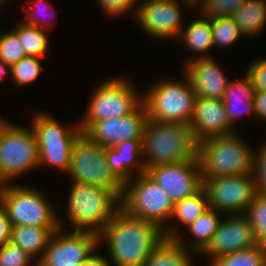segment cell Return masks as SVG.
<instances>
[{
	"label": "cell",
	"mask_w": 266,
	"mask_h": 266,
	"mask_svg": "<svg viewBox=\"0 0 266 266\" xmlns=\"http://www.w3.org/2000/svg\"><path fill=\"white\" fill-rule=\"evenodd\" d=\"M253 175L256 191L266 193V143L254 153Z\"/></svg>",
	"instance_id": "d590c367"
},
{
	"label": "cell",
	"mask_w": 266,
	"mask_h": 266,
	"mask_svg": "<svg viewBox=\"0 0 266 266\" xmlns=\"http://www.w3.org/2000/svg\"><path fill=\"white\" fill-rule=\"evenodd\" d=\"M171 227L167 226L163 230L165 238L155 247L143 266H191L193 252L184 246L179 229L175 225Z\"/></svg>",
	"instance_id": "44dd1931"
},
{
	"label": "cell",
	"mask_w": 266,
	"mask_h": 266,
	"mask_svg": "<svg viewBox=\"0 0 266 266\" xmlns=\"http://www.w3.org/2000/svg\"><path fill=\"white\" fill-rule=\"evenodd\" d=\"M137 0H98L99 6L103 12L111 16L124 15L126 11L133 10L132 13L137 12ZM111 15V16H110Z\"/></svg>",
	"instance_id": "8d00e7d4"
},
{
	"label": "cell",
	"mask_w": 266,
	"mask_h": 266,
	"mask_svg": "<svg viewBox=\"0 0 266 266\" xmlns=\"http://www.w3.org/2000/svg\"><path fill=\"white\" fill-rule=\"evenodd\" d=\"M45 28H38L27 24L22 20L14 28L26 56L47 57L49 51V43Z\"/></svg>",
	"instance_id": "4316f807"
},
{
	"label": "cell",
	"mask_w": 266,
	"mask_h": 266,
	"mask_svg": "<svg viewBox=\"0 0 266 266\" xmlns=\"http://www.w3.org/2000/svg\"><path fill=\"white\" fill-rule=\"evenodd\" d=\"M7 0H0V6L4 4Z\"/></svg>",
	"instance_id": "bcb514c9"
},
{
	"label": "cell",
	"mask_w": 266,
	"mask_h": 266,
	"mask_svg": "<svg viewBox=\"0 0 266 266\" xmlns=\"http://www.w3.org/2000/svg\"><path fill=\"white\" fill-rule=\"evenodd\" d=\"M254 115L260 120H266V91L254 93Z\"/></svg>",
	"instance_id": "60d3db41"
},
{
	"label": "cell",
	"mask_w": 266,
	"mask_h": 266,
	"mask_svg": "<svg viewBox=\"0 0 266 266\" xmlns=\"http://www.w3.org/2000/svg\"><path fill=\"white\" fill-rule=\"evenodd\" d=\"M67 173L73 182L103 187L121 199L123 184L108 167L105 147L92 142L85 134L73 147Z\"/></svg>",
	"instance_id": "8fae6325"
},
{
	"label": "cell",
	"mask_w": 266,
	"mask_h": 266,
	"mask_svg": "<svg viewBox=\"0 0 266 266\" xmlns=\"http://www.w3.org/2000/svg\"><path fill=\"white\" fill-rule=\"evenodd\" d=\"M245 214L252 225L255 241L266 246V193L257 192Z\"/></svg>",
	"instance_id": "f546056e"
},
{
	"label": "cell",
	"mask_w": 266,
	"mask_h": 266,
	"mask_svg": "<svg viewBox=\"0 0 266 266\" xmlns=\"http://www.w3.org/2000/svg\"><path fill=\"white\" fill-rule=\"evenodd\" d=\"M81 266H111L110 261L106 257H102L95 252L90 255Z\"/></svg>",
	"instance_id": "b9f144b4"
},
{
	"label": "cell",
	"mask_w": 266,
	"mask_h": 266,
	"mask_svg": "<svg viewBox=\"0 0 266 266\" xmlns=\"http://www.w3.org/2000/svg\"><path fill=\"white\" fill-rule=\"evenodd\" d=\"M196 93L189 78L161 80L152 85L142 96L148 120L189 124L196 100Z\"/></svg>",
	"instance_id": "8992f818"
},
{
	"label": "cell",
	"mask_w": 266,
	"mask_h": 266,
	"mask_svg": "<svg viewBox=\"0 0 266 266\" xmlns=\"http://www.w3.org/2000/svg\"><path fill=\"white\" fill-rule=\"evenodd\" d=\"M184 69L197 97L223 99L230 80L211 56L189 59Z\"/></svg>",
	"instance_id": "d6986e66"
},
{
	"label": "cell",
	"mask_w": 266,
	"mask_h": 266,
	"mask_svg": "<svg viewBox=\"0 0 266 266\" xmlns=\"http://www.w3.org/2000/svg\"><path fill=\"white\" fill-rule=\"evenodd\" d=\"M63 127L47 113H38L32 120L38 150L39 166H52L60 171H68L71 154L77 139L83 134L80 125Z\"/></svg>",
	"instance_id": "9c48e42d"
},
{
	"label": "cell",
	"mask_w": 266,
	"mask_h": 266,
	"mask_svg": "<svg viewBox=\"0 0 266 266\" xmlns=\"http://www.w3.org/2000/svg\"><path fill=\"white\" fill-rule=\"evenodd\" d=\"M209 207L228 216L245 214L256 191L254 175L221 176L202 178Z\"/></svg>",
	"instance_id": "7c38bea8"
},
{
	"label": "cell",
	"mask_w": 266,
	"mask_h": 266,
	"mask_svg": "<svg viewBox=\"0 0 266 266\" xmlns=\"http://www.w3.org/2000/svg\"><path fill=\"white\" fill-rule=\"evenodd\" d=\"M67 219L74 230L100 233L121 208L120 198L103 187L73 182Z\"/></svg>",
	"instance_id": "277c9868"
},
{
	"label": "cell",
	"mask_w": 266,
	"mask_h": 266,
	"mask_svg": "<svg viewBox=\"0 0 266 266\" xmlns=\"http://www.w3.org/2000/svg\"><path fill=\"white\" fill-rule=\"evenodd\" d=\"M209 266H266V246L257 244L223 255L210 262Z\"/></svg>",
	"instance_id": "f1b7e54d"
},
{
	"label": "cell",
	"mask_w": 266,
	"mask_h": 266,
	"mask_svg": "<svg viewBox=\"0 0 266 266\" xmlns=\"http://www.w3.org/2000/svg\"><path fill=\"white\" fill-rule=\"evenodd\" d=\"M62 225L54 231L37 266H81L100 244L98 233L66 232Z\"/></svg>",
	"instance_id": "4fadbf2b"
},
{
	"label": "cell",
	"mask_w": 266,
	"mask_h": 266,
	"mask_svg": "<svg viewBox=\"0 0 266 266\" xmlns=\"http://www.w3.org/2000/svg\"><path fill=\"white\" fill-rule=\"evenodd\" d=\"M246 74L254 86L255 92L266 91V59H257L248 68Z\"/></svg>",
	"instance_id": "74e56055"
},
{
	"label": "cell",
	"mask_w": 266,
	"mask_h": 266,
	"mask_svg": "<svg viewBox=\"0 0 266 266\" xmlns=\"http://www.w3.org/2000/svg\"><path fill=\"white\" fill-rule=\"evenodd\" d=\"M135 179L123 185L121 209L132 217L154 223L164 230L174 209L169 194L147 173Z\"/></svg>",
	"instance_id": "5b68a950"
},
{
	"label": "cell",
	"mask_w": 266,
	"mask_h": 266,
	"mask_svg": "<svg viewBox=\"0 0 266 266\" xmlns=\"http://www.w3.org/2000/svg\"><path fill=\"white\" fill-rule=\"evenodd\" d=\"M142 148L146 170L198 158V141L192 127L179 122L148 120Z\"/></svg>",
	"instance_id": "7a4b0ae2"
},
{
	"label": "cell",
	"mask_w": 266,
	"mask_h": 266,
	"mask_svg": "<svg viewBox=\"0 0 266 266\" xmlns=\"http://www.w3.org/2000/svg\"><path fill=\"white\" fill-rule=\"evenodd\" d=\"M209 208L207 194L202 187L192 196L183 198L174 204L173 214L171 219H176L179 223L188 227L193 223L203 212Z\"/></svg>",
	"instance_id": "83f0119b"
},
{
	"label": "cell",
	"mask_w": 266,
	"mask_h": 266,
	"mask_svg": "<svg viewBox=\"0 0 266 266\" xmlns=\"http://www.w3.org/2000/svg\"><path fill=\"white\" fill-rule=\"evenodd\" d=\"M0 203L5 208L12 227H60L56 206L34 188L14 184L0 185Z\"/></svg>",
	"instance_id": "52a82bcc"
},
{
	"label": "cell",
	"mask_w": 266,
	"mask_h": 266,
	"mask_svg": "<svg viewBox=\"0 0 266 266\" xmlns=\"http://www.w3.org/2000/svg\"><path fill=\"white\" fill-rule=\"evenodd\" d=\"M60 227H40V226H16L12 227L10 242L27 252L38 262L46 250L48 242Z\"/></svg>",
	"instance_id": "603a6c76"
},
{
	"label": "cell",
	"mask_w": 266,
	"mask_h": 266,
	"mask_svg": "<svg viewBox=\"0 0 266 266\" xmlns=\"http://www.w3.org/2000/svg\"><path fill=\"white\" fill-rule=\"evenodd\" d=\"M164 238L158 225L132 217L121 208L99 233L115 266H143Z\"/></svg>",
	"instance_id": "6da1fadb"
},
{
	"label": "cell",
	"mask_w": 266,
	"mask_h": 266,
	"mask_svg": "<svg viewBox=\"0 0 266 266\" xmlns=\"http://www.w3.org/2000/svg\"><path fill=\"white\" fill-rule=\"evenodd\" d=\"M231 17L243 36L256 35L266 24V0H247Z\"/></svg>",
	"instance_id": "d4e9b609"
},
{
	"label": "cell",
	"mask_w": 266,
	"mask_h": 266,
	"mask_svg": "<svg viewBox=\"0 0 266 266\" xmlns=\"http://www.w3.org/2000/svg\"><path fill=\"white\" fill-rule=\"evenodd\" d=\"M127 78H112L103 81L91 97L83 120L79 122L84 133L94 122L112 117L127 116L143 102L142 95L135 91Z\"/></svg>",
	"instance_id": "30bf717a"
},
{
	"label": "cell",
	"mask_w": 266,
	"mask_h": 266,
	"mask_svg": "<svg viewBox=\"0 0 266 266\" xmlns=\"http://www.w3.org/2000/svg\"><path fill=\"white\" fill-rule=\"evenodd\" d=\"M189 2H191L195 7L199 5V3H201L204 0H188Z\"/></svg>",
	"instance_id": "ee69618b"
},
{
	"label": "cell",
	"mask_w": 266,
	"mask_h": 266,
	"mask_svg": "<svg viewBox=\"0 0 266 266\" xmlns=\"http://www.w3.org/2000/svg\"><path fill=\"white\" fill-rule=\"evenodd\" d=\"M2 118L3 117H0V129H1L2 125L6 122V120H4V118L2 120Z\"/></svg>",
	"instance_id": "f6af8a7d"
},
{
	"label": "cell",
	"mask_w": 266,
	"mask_h": 266,
	"mask_svg": "<svg viewBox=\"0 0 266 266\" xmlns=\"http://www.w3.org/2000/svg\"><path fill=\"white\" fill-rule=\"evenodd\" d=\"M12 225L5 208L0 203V247L10 242Z\"/></svg>",
	"instance_id": "ab89813d"
},
{
	"label": "cell",
	"mask_w": 266,
	"mask_h": 266,
	"mask_svg": "<svg viewBox=\"0 0 266 266\" xmlns=\"http://www.w3.org/2000/svg\"><path fill=\"white\" fill-rule=\"evenodd\" d=\"M40 57L25 56L19 62L10 66L11 80L16 86H26L35 81L41 73Z\"/></svg>",
	"instance_id": "1f68e13d"
},
{
	"label": "cell",
	"mask_w": 266,
	"mask_h": 266,
	"mask_svg": "<svg viewBox=\"0 0 266 266\" xmlns=\"http://www.w3.org/2000/svg\"><path fill=\"white\" fill-rule=\"evenodd\" d=\"M147 122V111L142 103L127 116L94 122L83 134L92 142L111 148L122 141L142 140Z\"/></svg>",
	"instance_id": "2e32d148"
},
{
	"label": "cell",
	"mask_w": 266,
	"mask_h": 266,
	"mask_svg": "<svg viewBox=\"0 0 266 266\" xmlns=\"http://www.w3.org/2000/svg\"><path fill=\"white\" fill-rule=\"evenodd\" d=\"M247 0H204L200 3V12L211 18L231 17Z\"/></svg>",
	"instance_id": "836d02e7"
},
{
	"label": "cell",
	"mask_w": 266,
	"mask_h": 266,
	"mask_svg": "<svg viewBox=\"0 0 266 266\" xmlns=\"http://www.w3.org/2000/svg\"><path fill=\"white\" fill-rule=\"evenodd\" d=\"M33 260L27 252L11 242L0 247V266H31ZM34 265L37 266V262Z\"/></svg>",
	"instance_id": "e575fe53"
},
{
	"label": "cell",
	"mask_w": 266,
	"mask_h": 266,
	"mask_svg": "<svg viewBox=\"0 0 266 266\" xmlns=\"http://www.w3.org/2000/svg\"><path fill=\"white\" fill-rule=\"evenodd\" d=\"M213 41L212 46L228 47L234 44L243 34L232 17L211 18Z\"/></svg>",
	"instance_id": "4dcf8cb0"
},
{
	"label": "cell",
	"mask_w": 266,
	"mask_h": 266,
	"mask_svg": "<svg viewBox=\"0 0 266 266\" xmlns=\"http://www.w3.org/2000/svg\"><path fill=\"white\" fill-rule=\"evenodd\" d=\"M146 173L169 194L174 204L203 187L198 158L157 165L147 169Z\"/></svg>",
	"instance_id": "9a60e30c"
},
{
	"label": "cell",
	"mask_w": 266,
	"mask_h": 266,
	"mask_svg": "<svg viewBox=\"0 0 266 266\" xmlns=\"http://www.w3.org/2000/svg\"><path fill=\"white\" fill-rule=\"evenodd\" d=\"M253 228L246 214H232L221 220L208 245L200 252L211 262L223 255L256 246Z\"/></svg>",
	"instance_id": "e0dca14e"
},
{
	"label": "cell",
	"mask_w": 266,
	"mask_h": 266,
	"mask_svg": "<svg viewBox=\"0 0 266 266\" xmlns=\"http://www.w3.org/2000/svg\"><path fill=\"white\" fill-rule=\"evenodd\" d=\"M36 167L39 150L33 129L6 121L0 129V185Z\"/></svg>",
	"instance_id": "ba28073f"
},
{
	"label": "cell",
	"mask_w": 266,
	"mask_h": 266,
	"mask_svg": "<svg viewBox=\"0 0 266 266\" xmlns=\"http://www.w3.org/2000/svg\"><path fill=\"white\" fill-rule=\"evenodd\" d=\"M10 72V66L7 65L1 58H0V80L6 78V72Z\"/></svg>",
	"instance_id": "7bdbcfd3"
},
{
	"label": "cell",
	"mask_w": 266,
	"mask_h": 266,
	"mask_svg": "<svg viewBox=\"0 0 266 266\" xmlns=\"http://www.w3.org/2000/svg\"><path fill=\"white\" fill-rule=\"evenodd\" d=\"M26 56L23 46L12 30L6 33L0 32V58L9 66L19 62Z\"/></svg>",
	"instance_id": "d6a6232c"
},
{
	"label": "cell",
	"mask_w": 266,
	"mask_h": 266,
	"mask_svg": "<svg viewBox=\"0 0 266 266\" xmlns=\"http://www.w3.org/2000/svg\"><path fill=\"white\" fill-rule=\"evenodd\" d=\"M202 14V15H201ZM200 17L192 21L186 27L185 31L182 30L180 34L181 42H185V46L191 52L200 53L195 58H208V52L212 46L213 34L211 17L204 15L200 12ZM204 53V54H203Z\"/></svg>",
	"instance_id": "cb8c5ba5"
},
{
	"label": "cell",
	"mask_w": 266,
	"mask_h": 266,
	"mask_svg": "<svg viewBox=\"0 0 266 266\" xmlns=\"http://www.w3.org/2000/svg\"><path fill=\"white\" fill-rule=\"evenodd\" d=\"M218 212L209 207L193 223L186 227L193 236V241H191L190 245L184 243L187 250L201 252L208 245L221 221Z\"/></svg>",
	"instance_id": "484cf974"
},
{
	"label": "cell",
	"mask_w": 266,
	"mask_h": 266,
	"mask_svg": "<svg viewBox=\"0 0 266 266\" xmlns=\"http://www.w3.org/2000/svg\"><path fill=\"white\" fill-rule=\"evenodd\" d=\"M182 1L189 7H195L188 0H145L137 7L135 19L143 31L152 37L162 39L172 36L171 38H179L184 28L181 24L182 8L179 5Z\"/></svg>",
	"instance_id": "5bb4252c"
},
{
	"label": "cell",
	"mask_w": 266,
	"mask_h": 266,
	"mask_svg": "<svg viewBox=\"0 0 266 266\" xmlns=\"http://www.w3.org/2000/svg\"><path fill=\"white\" fill-rule=\"evenodd\" d=\"M27 2H29L30 11H29V13H27L28 16L27 17L25 16L24 21L27 24L32 25V26H36L38 28H45L46 31H47V29H49L48 27H52V26H50L52 24H50V22H47L46 20H44V21L46 22L45 24L47 25V27H46V25L44 27H43V24L41 25L40 22H43L42 21L43 20L42 19L43 15H40V13H39L40 9H41L40 11H42V10L47 11L48 9H50L51 8V6L49 5L50 3L45 1V0H30V1L27 0ZM41 4H42V6H40ZM48 6L50 8H48ZM31 10H32V12H31ZM53 18H54V16H53Z\"/></svg>",
	"instance_id": "f35d334b"
},
{
	"label": "cell",
	"mask_w": 266,
	"mask_h": 266,
	"mask_svg": "<svg viewBox=\"0 0 266 266\" xmlns=\"http://www.w3.org/2000/svg\"><path fill=\"white\" fill-rule=\"evenodd\" d=\"M189 125L198 142L210 137L236 133V129L230 125L224 102L219 98L196 97Z\"/></svg>",
	"instance_id": "ac0fdd59"
},
{
	"label": "cell",
	"mask_w": 266,
	"mask_h": 266,
	"mask_svg": "<svg viewBox=\"0 0 266 266\" xmlns=\"http://www.w3.org/2000/svg\"><path fill=\"white\" fill-rule=\"evenodd\" d=\"M254 93V86L247 74L240 80L229 81L222 100L232 127L244 113L254 115ZM239 106H244V109Z\"/></svg>",
	"instance_id": "7402d4cb"
},
{
	"label": "cell",
	"mask_w": 266,
	"mask_h": 266,
	"mask_svg": "<svg viewBox=\"0 0 266 266\" xmlns=\"http://www.w3.org/2000/svg\"><path fill=\"white\" fill-rule=\"evenodd\" d=\"M233 133L198 142V161L202 178L253 174L254 153Z\"/></svg>",
	"instance_id": "3957f363"
},
{
	"label": "cell",
	"mask_w": 266,
	"mask_h": 266,
	"mask_svg": "<svg viewBox=\"0 0 266 266\" xmlns=\"http://www.w3.org/2000/svg\"><path fill=\"white\" fill-rule=\"evenodd\" d=\"M107 164L112 174L124 185L137 175L146 173L143 159L142 140H126L105 148ZM141 158V160H140Z\"/></svg>",
	"instance_id": "ffe728a7"
}]
</instances>
